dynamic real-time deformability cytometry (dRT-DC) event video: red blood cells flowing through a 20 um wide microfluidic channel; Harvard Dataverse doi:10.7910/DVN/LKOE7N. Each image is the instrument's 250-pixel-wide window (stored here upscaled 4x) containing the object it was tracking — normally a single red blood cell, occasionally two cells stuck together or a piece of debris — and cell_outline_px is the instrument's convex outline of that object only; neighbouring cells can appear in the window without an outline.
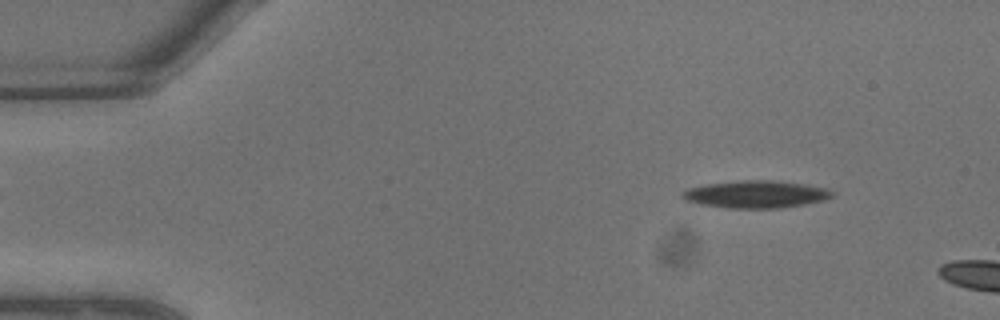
{"species": "common noctule bat (a hibernating species)", "species_latin": "Nyctalus noctula", "temperature_condition": "warm", "stored_images_in_passage": 3, "camera_frame_rate_fps": 3000, "um_per_image_px": 0.085, "animal": {"sex": "male", "body_mass_g": 13.3}, "frame": {"image": 1, "passage_image": 1, "time_ms": 0.0, "image_size_px": [1000, 320], "cell_outline_px": [[836, 192], [832, 196], [824, 200], [804, 204], [780, 208], [728, 208], [700, 204], [684, 200], [680, 196], [680, 192], [688, 188], [704, 184], [740, 180], [772, 180], [808, 184], [824, 188]], "centroid_in_image_um": [64.21, 16.5], "position_along_channel_um": 20.8, "area_um2": 24.1}}